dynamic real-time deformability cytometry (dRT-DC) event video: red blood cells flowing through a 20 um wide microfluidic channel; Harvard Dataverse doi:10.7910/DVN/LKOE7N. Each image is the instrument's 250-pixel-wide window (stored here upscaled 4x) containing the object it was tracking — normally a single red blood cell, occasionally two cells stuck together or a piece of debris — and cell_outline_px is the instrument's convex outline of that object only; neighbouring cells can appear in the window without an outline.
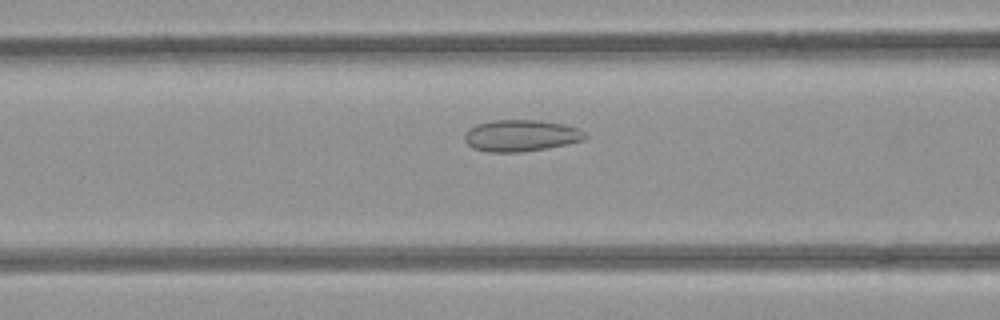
{"species": "common noctule bat (a hibernating species)", "species_latin": "Nyctalus noctula", "temperature_condition": "room temperature", "stored_images_in_passage": 5, "segment_of_instrument_passage": [2, 2], "camera_frame_rate_fps": 3000, "um_per_image_px": 0.085, "animal": {"sex": "female", "body_mass_g": 21.9}, "frame": {"image": 1, "passage_image": 5, "time_ms": 1.333, "image_size_px": [1000, 320], "cell_outline_px": [[588, 136], [584, 140], [548, 148], [520, 152], [488, 152], [472, 148], [464, 140], [464, 136], [476, 124], [492, 120], [536, 120], [564, 124], [576, 128], [584, 132]], "centroid_in_image_um": [44.28, 11.53], "position_along_channel_um": 122.3, "area_um2": 22.08}}